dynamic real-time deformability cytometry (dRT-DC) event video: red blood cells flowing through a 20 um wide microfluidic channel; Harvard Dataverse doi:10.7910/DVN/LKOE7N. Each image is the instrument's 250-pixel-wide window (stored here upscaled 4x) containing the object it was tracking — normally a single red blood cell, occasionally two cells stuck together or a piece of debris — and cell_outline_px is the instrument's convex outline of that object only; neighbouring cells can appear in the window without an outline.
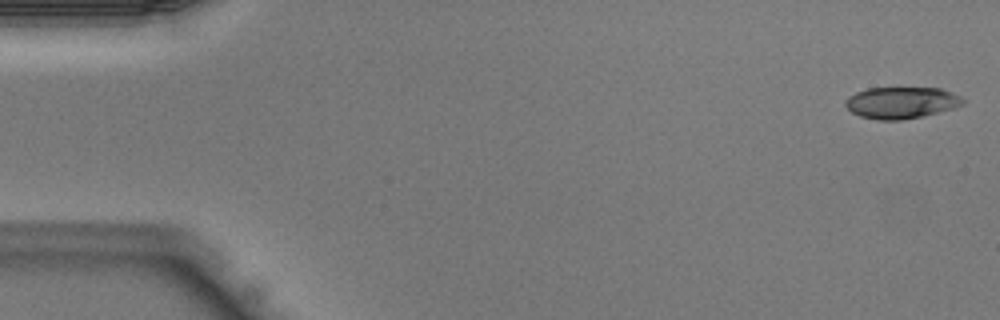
{"species": "Egyptian fruit bat (a non-hibernating species)", "species_latin": "Rousettus aegyptiacus", "temperature_condition": "warm", "stored_images_in_passage": 42, "camera_frame_rate_fps": 3000, "um_per_image_px": 0.085, "animal": {"sex": "male"}, "frame": {"image": 1, "passage_image": 1, "time_ms": 0.0, "image_size_px": [1000, 320], "cell_outline_px": [[964, 104], [956, 108], [924, 116], [900, 120], [880, 120], [860, 116], [852, 112], [844, 104], [844, 100], [848, 96], [856, 92], [868, 88], [940, 88], [952, 92], [960, 96], [964, 100]], "centroid_in_image_um": [76.63, 8.73], "position_along_channel_um": 8.4, "area_um2": 21.79}}
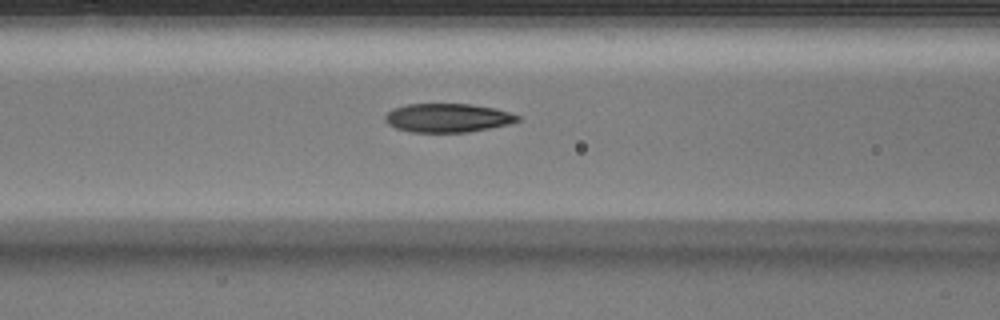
{"frame": {"image": 2, "passage_image": 17, "time_ms": 5.333, "image_size_px": [1000, 320], "cell_outline_px": [[520, 120], [508, 124], [468, 132], [412, 132], [396, 128], [388, 124], [384, 120], [384, 116], [392, 108], [408, 104], [472, 104], [496, 108], [520, 116]], "centroid_in_image_um": [38.03, 10.01], "position_along_channel_um": 128.6, "area_um2": 22.2}}
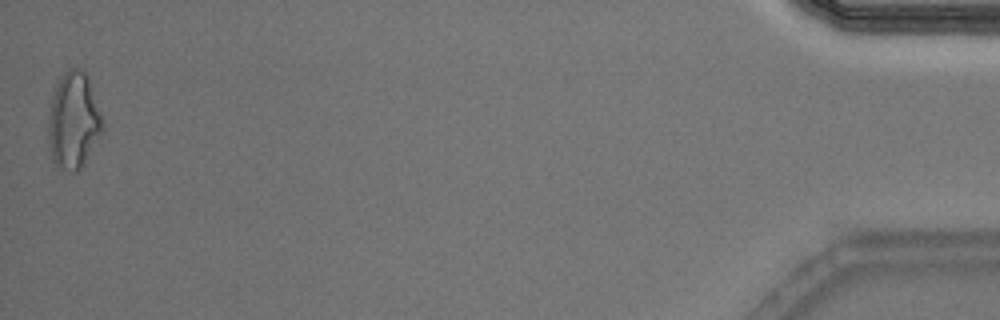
{"frame": {"image": 3, "passage_image": 42, "time_ms": 13.667, "image_size_px": [1000, 320], "cell_outline_px": [[104, 128], [84, 164], [76, 172], [72, 172], [56, 164], [52, 160], [48, 144], [48, 116], [52, 96], [60, 76], [64, 72], [72, 68], [76, 68], [84, 72], [88, 76], [104, 120]], "centroid_in_image_um": [6.25, 10.25], "position_along_channel_um": 428.9, "area_um2": 30.58}}